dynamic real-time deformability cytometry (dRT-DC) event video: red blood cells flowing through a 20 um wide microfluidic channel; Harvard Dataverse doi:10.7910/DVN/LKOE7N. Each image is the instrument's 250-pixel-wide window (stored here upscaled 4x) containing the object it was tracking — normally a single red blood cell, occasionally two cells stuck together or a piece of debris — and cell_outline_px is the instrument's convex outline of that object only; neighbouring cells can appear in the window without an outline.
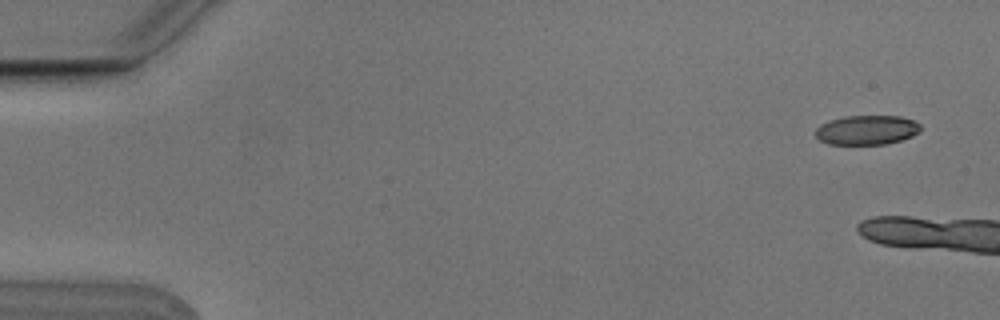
{"species": "Egyptian fruit bat (a non-hibernating species)", "species_latin": "Rousettus aegyptiacus", "temperature_condition": "cold", "stored_images_in_passage": 3, "camera_frame_rate_fps": 3000, "um_per_image_px": 0.085, "animal": {"sex": "male"}, "frame": {"image": 1, "passage_image": 1, "time_ms": 0.0, "image_size_px": [1000, 320], "cell_outline_px": [[920, 132], [912, 136], [900, 140], [884, 144], [828, 144], [820, 140], [816, 136], [816, 128], [820, 124], [828, 120], [844, 116], [900, 116], [912, 120], [920, 124]], "centroid_in_image_um": [73.66, 11.04], "position_along_channel_um": 11.3, "area_um2": 18.03}}